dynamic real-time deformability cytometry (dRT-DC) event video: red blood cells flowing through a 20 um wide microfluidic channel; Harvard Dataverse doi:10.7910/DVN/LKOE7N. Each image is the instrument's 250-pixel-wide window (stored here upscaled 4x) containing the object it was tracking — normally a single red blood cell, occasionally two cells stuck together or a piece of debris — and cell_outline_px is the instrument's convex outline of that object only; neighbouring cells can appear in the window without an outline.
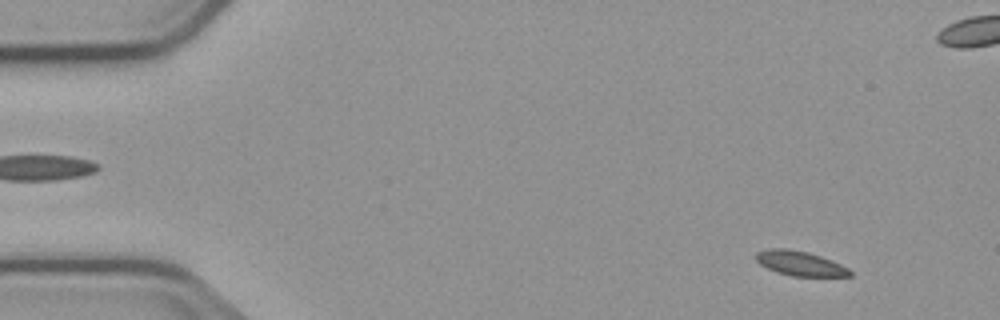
{"species": "common noctule bat (a hibernating species)", "species_latin": "Nyctalus noctula", "temperature_condition": "cold", "stored_images_in_passage": 5, "camera_frame_rate_fps": 3000, "um_per_image_px": 0.085, "animal": {"sex": "male", "body_mass_g": 23.1, "forearm_length_mm": 52.7}, "frame": {"image": 1, "passage_image": 1, "time_ms": 0.0, "image_size_px": [1000, 320], "cell_outline_px": [[852, 276], [792, 276], [776, 272], [760, 264], [756, 260], [756, 252], [768, 248], [784, 248], [808, 252], [832, 260], [848, 268], [852, 272]], "centroid_in_image_um": [68.0, 22.38], "position_along_channel_um": 17.0, "area_um2": 13.47}}